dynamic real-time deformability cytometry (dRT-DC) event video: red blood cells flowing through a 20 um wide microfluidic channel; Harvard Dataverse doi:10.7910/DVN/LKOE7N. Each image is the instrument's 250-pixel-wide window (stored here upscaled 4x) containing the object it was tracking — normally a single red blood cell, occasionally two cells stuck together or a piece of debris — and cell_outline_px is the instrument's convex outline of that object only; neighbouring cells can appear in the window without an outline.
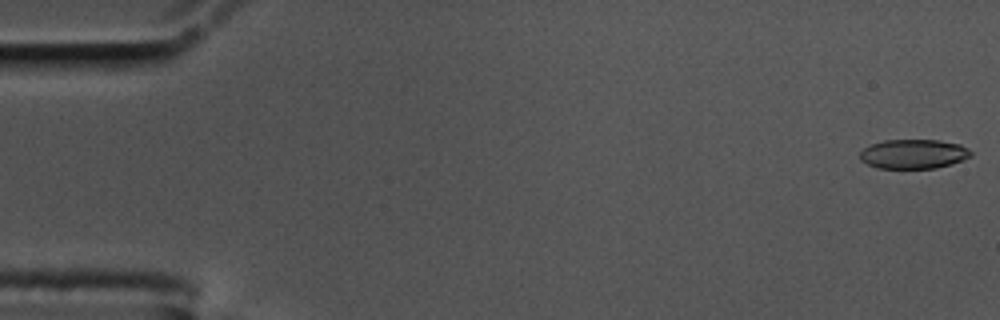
{"species": "common noctule bat (a hibernating species)", "species_latin": "Nyctalus noctula", "temperature_condition": "cold", "stored_images_in_passage": 57, "camera_frame_rate_fps": 3000, "um_per_image_px": 0.085, "animal": {"sex": "male", "body_mass_g": 17.5, "forearm_length_mm": 52.3}, "frame": {"image": 1, "passage_image": 1, "time_ms": 0.0, "image_size_px": [1000, 320], "cell_outline_px": [[972, 156], [952, 164], [936, 168], [876, 168], [860, 160], [860, 152], [864, 148], [872, 144], [884, 140], [936, 140], [960, 144], [968, 148], [972, 152]], "centroid_in_image_um": [77.66, 13.09], "position_along_channel_um": 7.3, "area_um2": 19.02}}
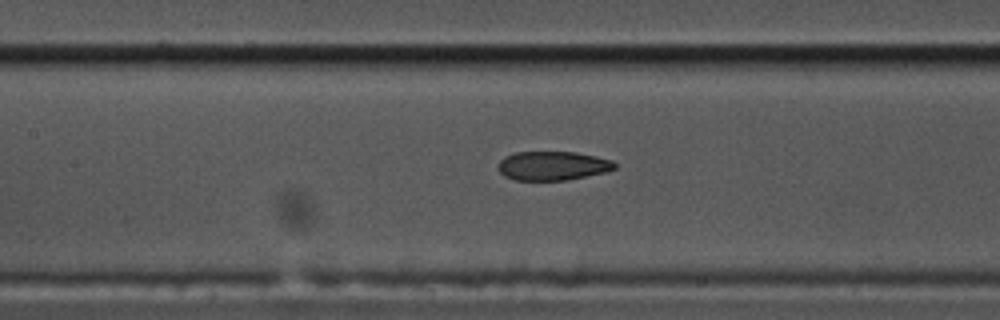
{"frame": {"image": 2, "passage_image": 26, "time_ms": 8.333, "image_size_px": [1000, 320], "cell_outline_px": [[616, 168], [608, 172], [568, 180], [516, 180], [504, 176], [496, 168], [500, 160], [504, 156], [516, 152], [576, 152], [596, 156], [612, 160], [616, 164]], "centroid_in_image_um": [46.98, 14.09], "position_along_channel_um": 160.4, "area_um2": 19.94}}
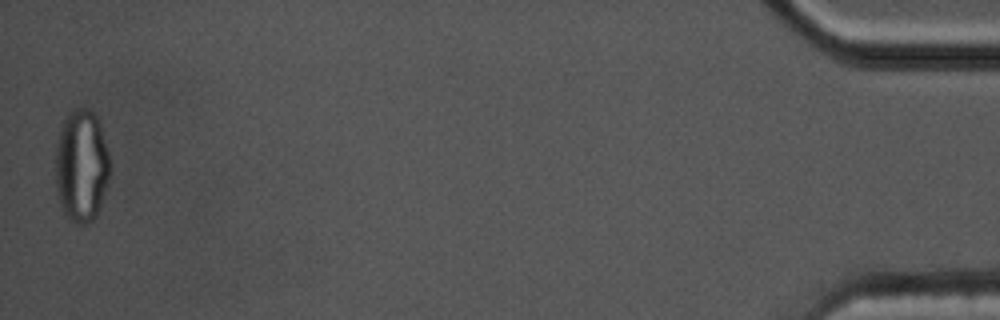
{"frame": {"image": 3, "passage_image": 57, "time_ms": 18.667, "image_size_px": [1000, 320], "cell_outline_px": [[108, 176], [100, 204], [96, 216], [88, 224], [76, 224], [64, 212], [60, 204], [56, 188], [56, 148], [60, 132], [64, 120], [68, 112], [76, 108], [84, 108], [92, 112], [96, 116], [108, 152]], "centroid_in_image_um": [6.9, 14.1], "position_along_channel_um": 428.3, "area_um2": 34.85}, "authors_computed_cell_mechanics": {"area_um2": 21.0392, "velocity_mm_per_s": 3.5012, "shape_relaxation_time_tau1_ms": null, "shape_relaxation_time_tau2_ms": 2.9816, "deformation_change_tau1": null, "deformation_change_tau2": 0.0813}}